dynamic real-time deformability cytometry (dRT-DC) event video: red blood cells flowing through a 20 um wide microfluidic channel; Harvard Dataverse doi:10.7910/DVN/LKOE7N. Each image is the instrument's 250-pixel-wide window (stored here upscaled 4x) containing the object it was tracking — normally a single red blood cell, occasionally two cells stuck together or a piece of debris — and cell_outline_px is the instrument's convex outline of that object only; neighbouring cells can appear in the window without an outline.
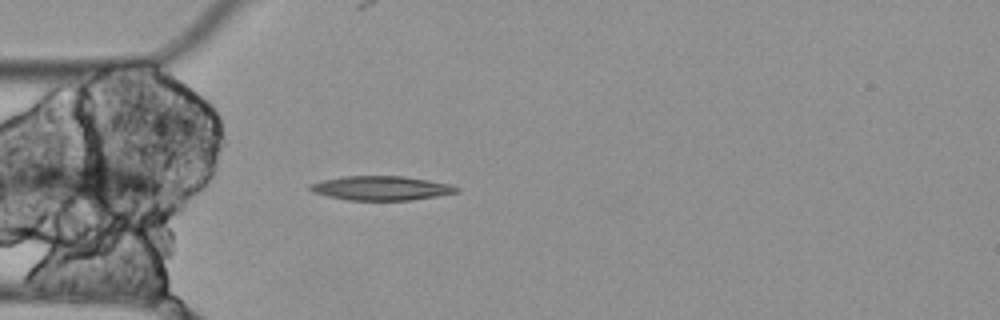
{"species": "Egyptian fruit bat (a non-hibernating species)", "species_latin": "Rousettus aegyptiacus", "temperature_condition": "cold", "stored_images_in_passage": 4, "camera_frame_rate_fps": 3000, "um_per_image_px": 0.085, "animal": {"sex": "female"}, "frame": {"image": 1, "passage_image": 4, "time_ms": 1.0, "image_size_px": [1000, 320], "cell_outline_px": [[460, 192], [436, 196], [408, 200], [348, 200], [328, 196], [312, 192], [308, 188], [308, 184], [324, 180], [344, 176], [404, 176], [452, 184], [460, 188]], "centroid_in_image_um": [32.41, 15.99], "position_along_channel_um": 52.6, "area_um2": 20.69}}